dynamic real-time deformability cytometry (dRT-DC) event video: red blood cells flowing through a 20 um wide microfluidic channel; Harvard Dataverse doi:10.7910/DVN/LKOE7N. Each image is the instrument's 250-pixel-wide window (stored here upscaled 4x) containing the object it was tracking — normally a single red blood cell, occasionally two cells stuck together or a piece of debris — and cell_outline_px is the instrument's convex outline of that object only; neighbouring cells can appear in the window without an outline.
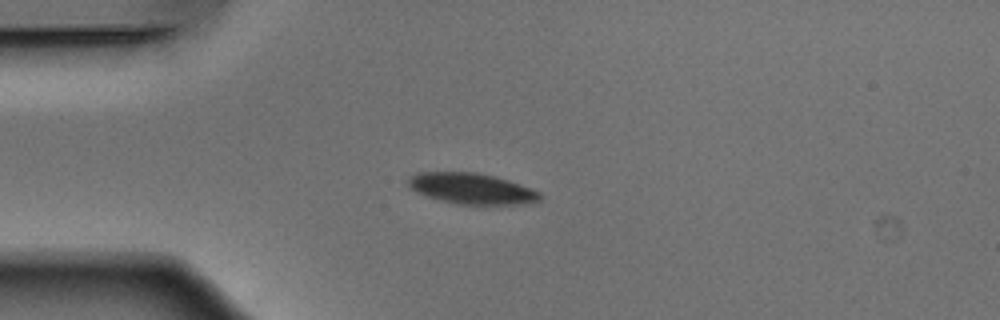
{"species": "Egyptian fruit bat (a non-hibernating species)", "species_latin": "Rousettus aegyptiacus", "temperature_condition": "warm", "stored_images_in_passage": 40, "camera_frame_rate_fps": 3000, "um_per_image_px": 0.085, "animal": {"sex": "male"}, "frame": {"image": 1, "passage_image": 1, "time_ms": 0.0, "image_size_px": [1000, 320], "cell_outline_px": [[540, 200], [528, 204], [460, 204], [428, 196], [416, 192], [408, 184], [408, 176], [416, 172], [476, 172], [496, 176], [532, 188], [540, 192]], "centroid_in_image_um": [40.11, 16.01], "position_along_channel_um": 44.9, "area_um2": 23.58}}
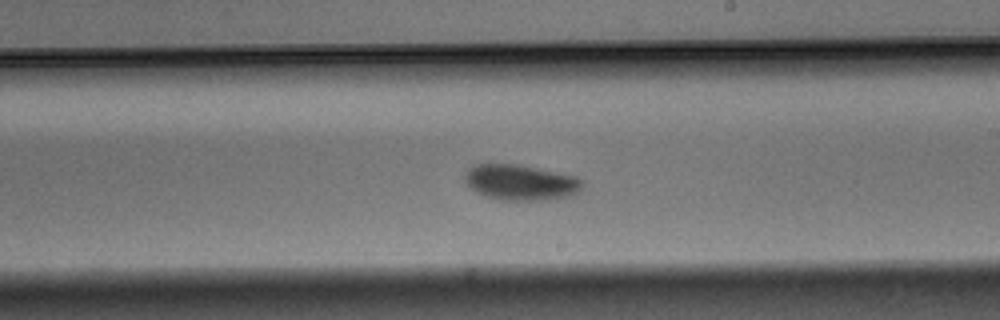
{"frame": {"image": 2, "passage_image": 18, "time_ms": 5.667, "image_size_px": [1000, 320], "cell_outline_px": [[584, 184], [580, 192], [572, 196], [548, 200], [500, 200], [484, 196], [472, 188], [464, 180], [464, 176], [468, 168], [476, 164], [520, 164], [576, 176]], "centroid_in_image_um": [44.29, 15.51], "position_along_channel_um": 244.7, "area_um2": 24.62}}
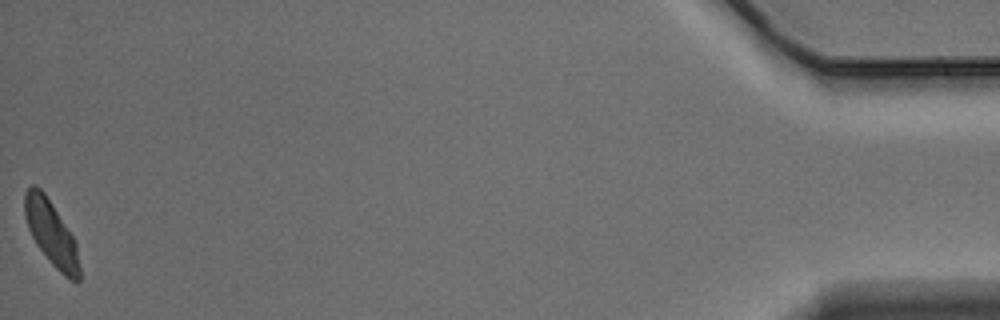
{"frame": {"image": 3, "passage_image": 40, "time_ms": 13.0, "image_size_px": [1000, 320], "cell_outline_px": [[80, 280], [68, 280], [52, 264], [36, 244], [28, 228], [24, 216], [24, 192], [32, 184], [36, 184], [44, 192], [52, 204], [72, 236], [76, 244], [80, 268]], "centroid_in_image_um": [4.33, 19.8], "position_along_channel_um": 430.9, "area_um2": 20.52}, "authors_computed_cell_mechanics": {"area_um2": 23.5824, "velocity_mm_per_s": 3.8532, "shape_relaxation_time_tau1_ms": 1.9349, "shape_relaxation_time_tau2_ms": null, "deformation_change_tau1": 0.0994, "deformation_change_tau2": null}}